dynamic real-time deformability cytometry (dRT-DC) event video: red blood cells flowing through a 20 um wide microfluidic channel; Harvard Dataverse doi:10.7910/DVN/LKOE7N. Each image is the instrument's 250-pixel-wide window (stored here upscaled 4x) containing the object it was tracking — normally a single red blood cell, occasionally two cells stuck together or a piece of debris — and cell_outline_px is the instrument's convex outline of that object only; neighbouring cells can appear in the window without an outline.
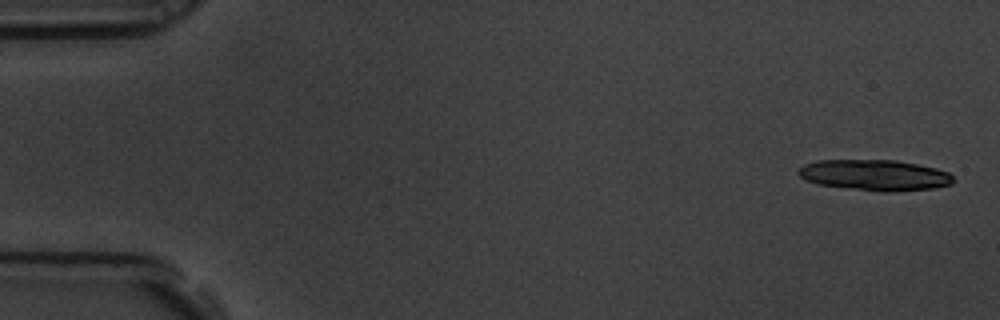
{"species": "common noctule bat (a hibernating species)", "species_latin": "Nyctalus noctula", "temperature_condition": "room temperature", "stored_images_in_passage": 5, "camera_frame_rate_fps": 3000, "um_per_image_px": 0.085, "animal": {"sex": "male", "body_mass_g": 19.5, "forearm_length_mm": 54.6}, "frame": {"image": 1, "passage_image": 1, "time_ms": 0.0, "image_size_px": [1000, 320], "cell_outline_px": [[956, 180], [952, 184], [932, 188], [892, 192], [884, 192], [816, 184], [804, 180], [796, 172], [804, 164], [816, 160], [896, 160], [936, 168], [948, 172]], "centroid_in_image_um": [74.34, 14.88], "position_along_channel_um": 10.7, "area_um2": 27.92}}